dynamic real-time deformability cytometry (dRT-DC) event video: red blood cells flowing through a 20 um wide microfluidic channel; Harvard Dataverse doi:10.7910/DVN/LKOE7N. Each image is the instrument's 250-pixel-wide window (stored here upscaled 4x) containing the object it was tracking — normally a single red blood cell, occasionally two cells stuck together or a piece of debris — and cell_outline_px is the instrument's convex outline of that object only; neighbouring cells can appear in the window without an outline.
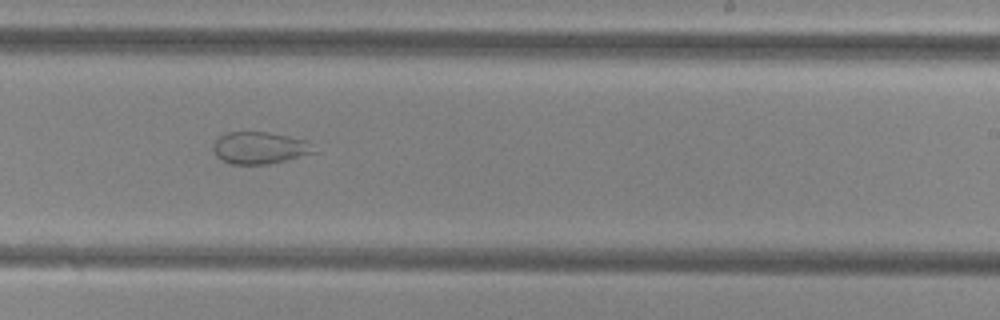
{"species": "common noctule bat (a hibernating species)", "species_latin": "Nyctalus noctula", "temperature_condition": "cold", "stored_images_in_passage": 42, "camera_frame_rate_fps": 3000, "um_per_image_px": 0.085, "animal": {"sex": "female", "body_mass_g": 29.2, "forearm_length_mm": 56.3}, "frame": {"image": 1, "passage_image": 22, "time_ms": 7.0, "image_size_px": [1000, 320], "cell_outline_px": [[316, 152], [268, 164], [232, 164], [220, 160], [216, 156], [212, 148], [212, 144], [220, 136], [228, 132], [268, 132], [308, 140]], "centroid_in_image_um": [22.03, 12.56], "position_along_channel_um": 267.0, "area_um2": 18.73}}
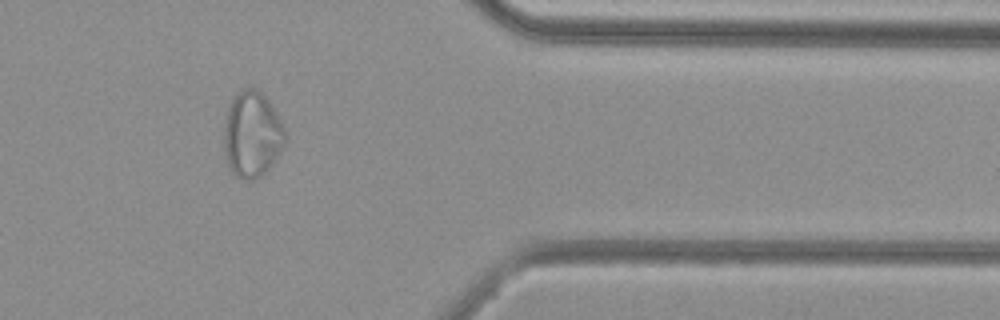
{"frame": {"image": 2, "passage_image": 33, "time_ms": 10.667, "image_size_px": [1000, 320], "cell_outline_px": [[284, 148], [272, 164], [260, 176], [252, 180], [244, 180], [236, 176], [228, 168], [220, 140], [228, 104], [240, 88], [256, 88], [268, 100], [276, 112], [284, 128]], "centroid_in_image_um": [21.35, 11.43], "position_along_channel_um": 390.0, "area_um2": 31.33}}
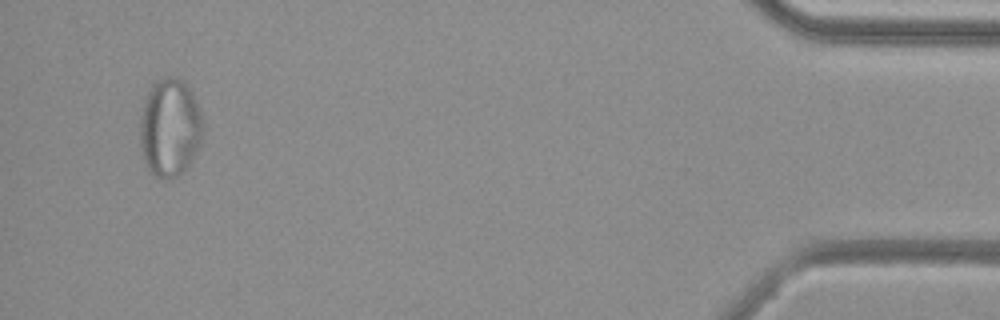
{"frame": {"image": 3, "passage_image": 40, "time_ms": 13.0, "image_size_px": [1000, 320], "cell_outline_px": [[204, 128], [200, 148], [184, 172], [168, 180], [156, 180], [148, 168], [144, 160], [140, 148], [140, 116], [144, 100], [152, 84], [156, 80], [168, 76], [180, 80], [192, 92], [200, 108], [204, 120]], "centroid_in_image_um": [14.45, 10.9], "position_along_channel_um": 420.7, "area_um2": 36.82}}